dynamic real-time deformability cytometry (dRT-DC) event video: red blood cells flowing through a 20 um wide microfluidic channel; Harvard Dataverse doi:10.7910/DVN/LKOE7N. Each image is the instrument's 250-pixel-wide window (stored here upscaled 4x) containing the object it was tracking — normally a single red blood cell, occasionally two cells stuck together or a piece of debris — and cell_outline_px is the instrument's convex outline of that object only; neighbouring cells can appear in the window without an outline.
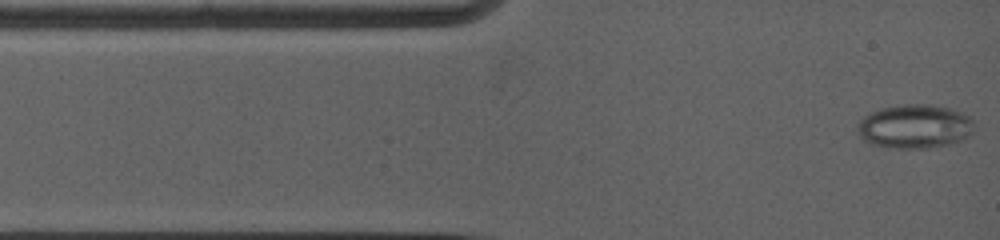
{"species": "common noctule bat (a hibernating species)", "species_latin": "Nyctalus noctula", "temperature_condition": "warm", "stored_images_in_passage": 67, "camera_frame_rate_fps": 5000, "um_per_image_px": 0.085, "animal": {"sex": "female", "body_mass_g": 19.0, "forearm_length_mm": 53.3}, "frame": {"image": 1, "passage_image": 1, "time_ms": 0.0, "image_size_px": [1000, 240], "cell_outline_px": [[972, 132], [968, 136], [960, 140], [948, 144], [928, 148], [896, 148], [872, 144], [864, 140], [856, 132], [856, 128], [860, 120], [864, 116], [880, 108], [904, 104], [928, 104], [948, 108], [960, 112], [968, 116], [972, 120]], "centroid_in_image_um": [77.71, 10.74], "position_along_channel_um": 7.3, "area_um2": 29.65}}
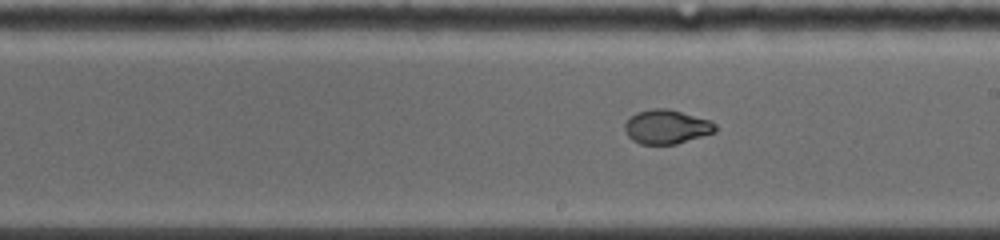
{"frame": {"image": 2, "passage_image": 36, "time_ms": 7.0, "image_size_px": [1000, 240], "cell_outline_px": [[716, 132], [676, 144], [640, 144], [632, 140], [628, 136], [624, 128], [624, 124], [636, 112], [652, 108], [668, 108], [712, 120], [716, 124]], "centroid_in_image_um": [56.68, 10.77], "position_along_channel_um": 232.3, "area_um2": 18.15}}
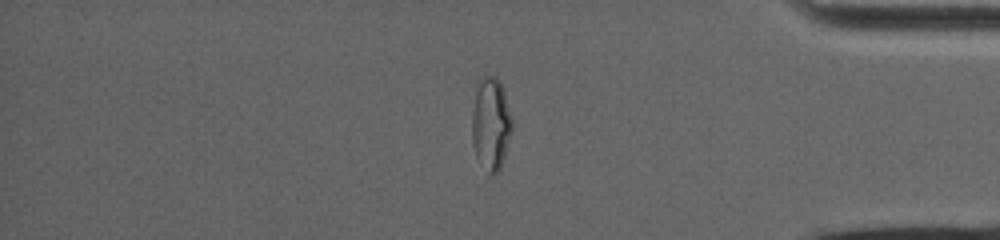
{"frame": {"image": 3, "passage_image": 60, "time_ms": 11.8, "image_size_px": [1000, 240], "cell_outline_px": [[512, 132], [504, 160], [496, 176], [492, 176], [488, 172], [476, 156], [472, 144], [472, 112], [476, 92], [480, 80], [484, 76], [496, 76], [500, 80], [504, 88], [512, 120]], "centroid_in_image_um": [41.75, 10.54], "position_along_channel_um": 393.5, "area_um2": 21.85}}